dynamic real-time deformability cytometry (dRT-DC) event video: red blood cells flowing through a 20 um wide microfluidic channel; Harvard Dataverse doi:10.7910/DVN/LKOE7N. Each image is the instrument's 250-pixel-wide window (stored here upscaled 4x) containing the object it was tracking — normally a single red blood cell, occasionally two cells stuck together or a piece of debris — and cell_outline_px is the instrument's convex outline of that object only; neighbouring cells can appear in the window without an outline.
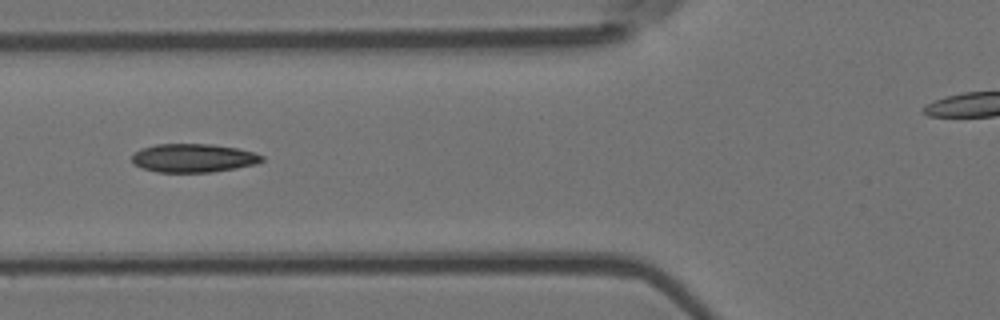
{"species": "Egyptian fruit bat (a non-hibernating species)", "species_latin": "Rousettus aegyptiacus", "temperature_condition": "room temperature", "stored_images_in_passage": 7, "segment_of_instrument_passage": [1, 2], "camera_frame_rate_fps": 3000, "um_per_image_px": 0.085, "animal": {"sex": "female"}, "frame": {"image": 1, "passage_image": 6, "time_ms": 1.667, "image_size_px": [1000, 320], "cell_outline_px": [[264, 160], [256, 164], [236, 168], [212, 172], [156, 172], [132, 164], [132, 156], [140, 148], [156, 144], [212, 144], [236, 148], [252, 152], [264, 156]], "centroid_in_image_um": [16.43, 13.43], "position_along_channel_um": 109.4, "area_um2": 21.62}}